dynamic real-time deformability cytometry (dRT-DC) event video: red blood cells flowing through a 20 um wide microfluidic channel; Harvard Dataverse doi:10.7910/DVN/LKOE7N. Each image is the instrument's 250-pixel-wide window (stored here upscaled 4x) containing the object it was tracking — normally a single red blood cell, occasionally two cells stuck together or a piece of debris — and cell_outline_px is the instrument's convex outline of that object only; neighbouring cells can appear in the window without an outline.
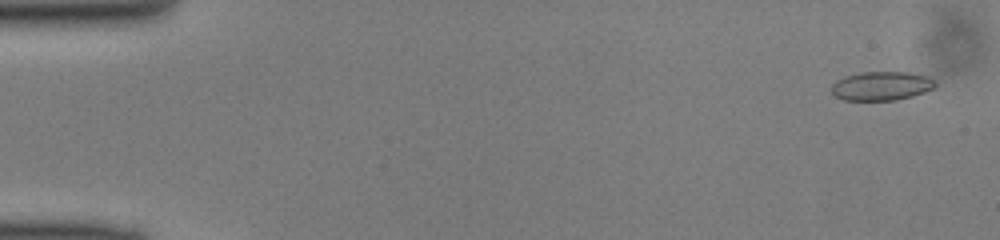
{"species": "common noctule bat (a hibernating species)", "species_latin": "Nyctalus noctula", "temperature_condition": "cold", "stored_images_in_passage": 49, "camera_frame_rate_fps": 3000, "um_per_image_px": 0.085, "animal": {"sex": "male", "body_mass_g": 13.0, "forearm_length_mm": 53.1}, "frame": {"image": 1, "passage_image": 2, "time_ms": 0.333, "image_size_px": [1000, 240], "cell_outline_px": [[936, 84], [932, 88], [924, 92], [912, 96], [896, 100], [844, 100], [836, 96], [832, 92], [832, 84], [836, 80], [844, 76], [860, 72], [908, 72], [928, 76]], "centroid_in_image_um": [74.89, 7.3], "position_along_channel_um": 10.1, "area_um2": 17.4}}
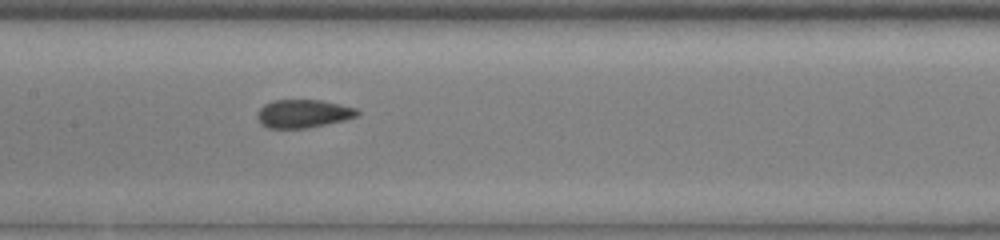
{"frame": {"image": 2, "passage_image": 24, "time_ms": 7.667, "image_size_px": [1000, 240], "cell_outline_px": [[360, 116], [344, 120], [308, 128], [268, 128], [260, 124], [256, 116], [256, 112], [264, 104], [272, 100], [320, 100], [340, 104], [356, 108], [360, 112]], "centroid_in_image_um": [25.76, 9.66], "position_along_channel_um": 181.6, "area_um2": 16.65}}
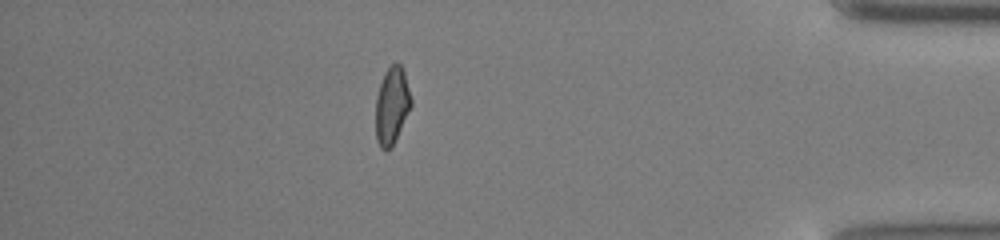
{"frame": {"image": 3, "passage_image": 43, "time_ms": 14.0, "image_size_px": [1000, 240], "cell_outline_px": [[412, 104], [392, 148], [384, 152], [380, 148], [376, 140], [376, 96], [380, 84], [388, 68], [396, 60], [400, 64], [404, 72], [412, 100]], "centroid_in_image_um": [33.3, 9.02], "position_along_channel_um": 401.9, "area_um2": 15.95}}